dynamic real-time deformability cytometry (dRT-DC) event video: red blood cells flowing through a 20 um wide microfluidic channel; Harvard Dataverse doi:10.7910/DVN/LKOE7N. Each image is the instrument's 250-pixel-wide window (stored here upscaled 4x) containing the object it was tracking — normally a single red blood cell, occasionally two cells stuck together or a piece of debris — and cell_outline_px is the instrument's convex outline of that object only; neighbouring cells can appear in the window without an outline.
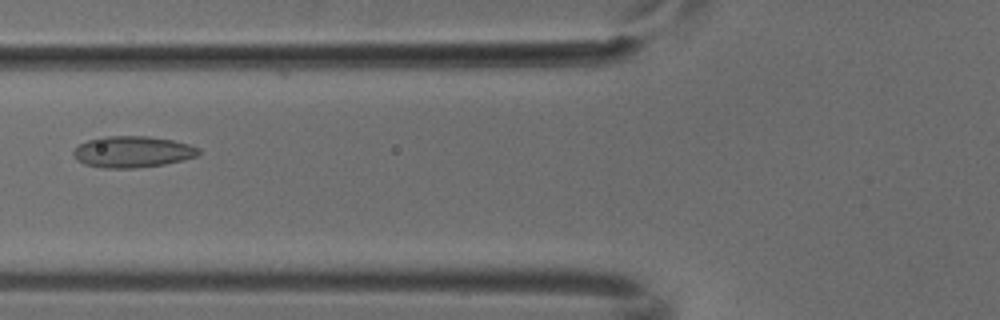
{"species": "common noctule bat (a hibernating species)", "species_latin": "Nyctalus noctula", "temperature_condition": "cold", "stored_images_in_passage": 4, "camera_frame_rate_fps": 3000, "um_per_image_px": 0.085, "animal": {"sex": "male", "body_mass_g": 18.8}, "frame": {"image": 1, "passage_image": 4, "time_ms": 1.0, "image_size_px": [1000, 320], "cell_outline_px": [[200, 152], [196, 156], [184, 160], [164, 164], [136, 168], [104, 168], [84, 164], [76, 160], [72, 156], [72, 152], [80, 144], [88, 140], [104, 136], [148, 136], [172, 140], [188, 144], [200, 148]], "centroid_in_image_um": [11.25, 12.91], "position_along_channel_um": 114.6, "area_um2": 22.95}}